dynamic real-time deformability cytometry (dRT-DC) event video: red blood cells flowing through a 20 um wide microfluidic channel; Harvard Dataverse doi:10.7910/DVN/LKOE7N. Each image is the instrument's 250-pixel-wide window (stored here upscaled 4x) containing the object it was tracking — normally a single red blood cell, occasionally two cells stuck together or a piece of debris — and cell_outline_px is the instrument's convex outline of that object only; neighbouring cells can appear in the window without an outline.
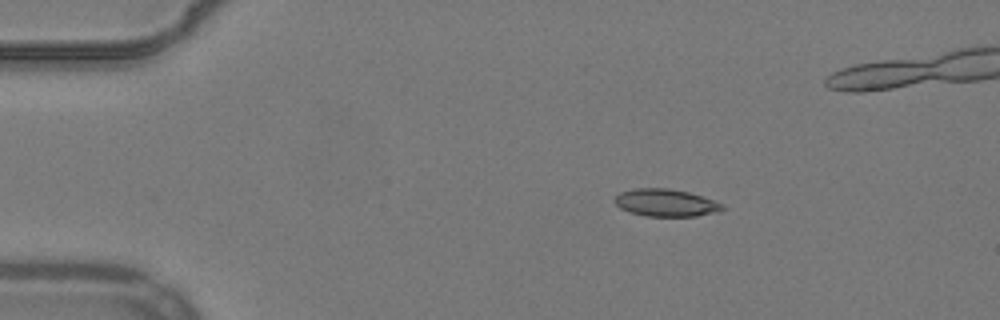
{"species": "common noctule bat (a hibernating species)", "species_latin": "Nyctalus noctula", "temperature_condition": "warm", "stored_images_in_passage": 44, "camera_frame_rate_fps": 3000, "um_per_image_px": 0.085, "animal": {"sex": "male", "body_mass_g": 19.2, "forearm_length_mm": 51.8}, "frame": {"image": 1, "passage_image": 1, "time_ms": 0.0, "image_size_px": [1000, 320], "cell_outline_px": [[724, 208], [720, 212], [696, 216], [644, 216], [628, 212], [620, 208], [612, 200], [620, 192], [636, 188], [668, 188], [688, 192], [716, 200], [724, 204]], "centroid_in_image_um": [56.61, 17.24], "position_along_channel_um": 28.4, "area_um2": 17.46}}
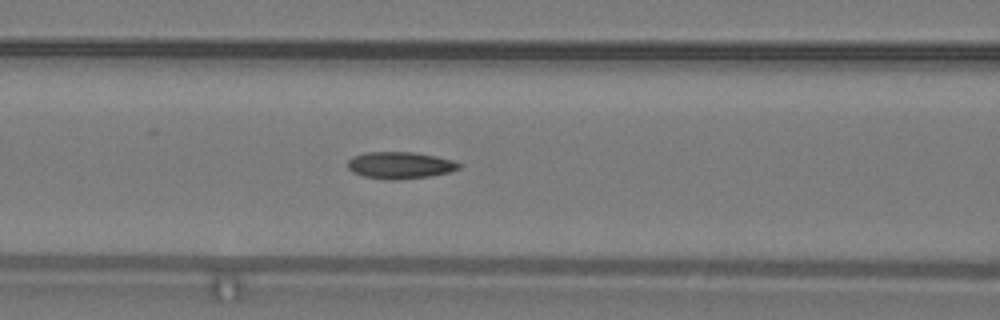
{"frame": {"image": 2, "passage_image": 14, "time_ms": 4.333, "image_size_px": [1000, 320], "cell_outline_px": [[460, 168], [452, 172], [428, 176], [364, 176], [352, 172], [348, 168], [348, 160], [352, 156], [364, 152], [412, 152], [436, 156], [452, 160], [460, 164]], "centroid_in_image_um": [34.01, 13.98], "position_along_channel_um": 132.6, "area_um2": 16.42}}
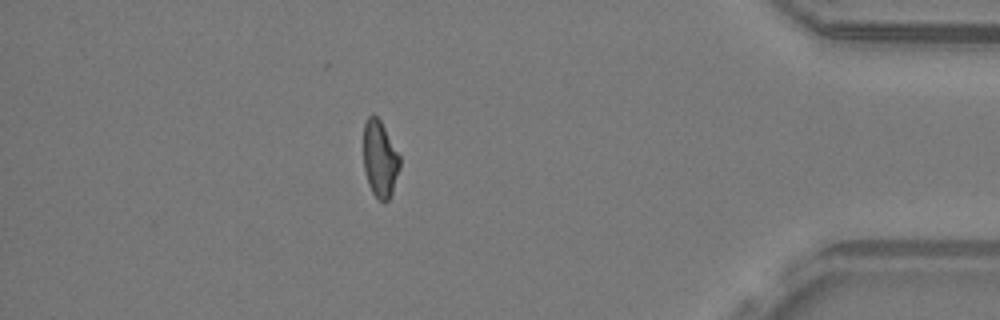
{"frame": {"image": 3, "passage_image": 38, "time_ms": 12.333, "image_size_px": [1000, 320], "cell_outline_px": [[400, 168], [392, 192], [388, 200], [384, 204], [372, 192], [368, 184], [364, 168], [364, 124], [368, 116], [372, 112], [380, 120], [400, 156]], "centroid_in_image_um": [32.29, 13.51], "position_along_channel_um": 402.9, "area_um2": 16.18}}